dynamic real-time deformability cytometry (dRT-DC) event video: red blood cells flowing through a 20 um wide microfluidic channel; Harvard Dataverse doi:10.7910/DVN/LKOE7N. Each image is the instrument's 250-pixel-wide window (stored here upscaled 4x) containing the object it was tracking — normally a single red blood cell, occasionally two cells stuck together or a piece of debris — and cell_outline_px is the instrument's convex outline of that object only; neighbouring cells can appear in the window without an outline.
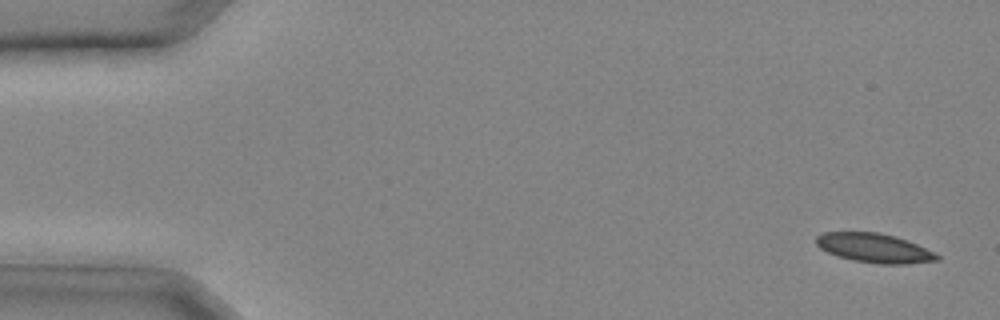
{"species": "common noctule bat (a hibernating species)", "species_latin": "Nyctalus noctula", "temperature_condition": "cold", "stored_images_in_passage": 31, "camera_frame_rate_fps": 3000, "um_per_image_px": 0.085, "animal": {"sex": "male", "body_mass_g": 20.4}, "frame": {"image": 1, "passage_image": 2, "time_ms": 0.333, "image_size_px": [1000, 320], "cell_outline_px": [[940, 260], [904, 264], [880, 264], [856, 260], [840, 256], [828, 252], [820, 248], [816, 244], [816, 236], [824, 232], [880, 232], [896, 236], [908, 240], [940, 256]], "centroid_in_image_um": [74.32, 21.07], "position_along_channel_um": 10.7, "area_um2": 20.35}}
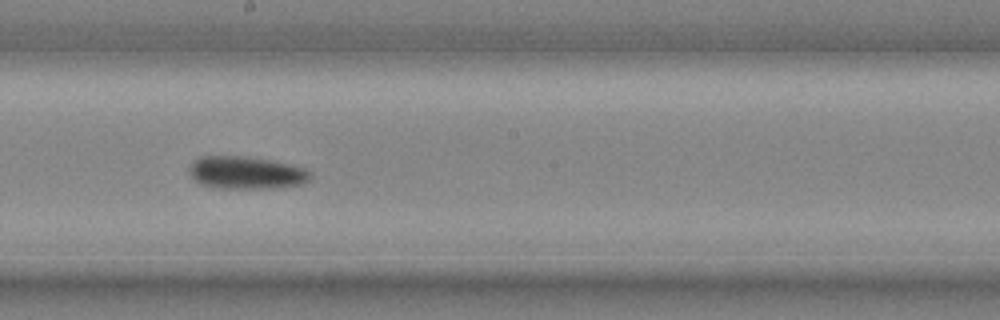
{"frame": {"image": 2, "passage_image": 19, "time_ms": 6.0, "image_size_px": [1000, 320], "cell_outline_px": [[312, 176], [308, 180], [300, 184], [276, 188], [216, 188], [200, 184], [188, 172], [188, 168], [192, 160], [200, 156], [240, 156], [268, 160], [288, 164], [304, 168], [312, 172]], "centroid_in_image_um": [20.88, 14.68], "position_along_channel_um": 227.3, "area_um2": 23.0}}
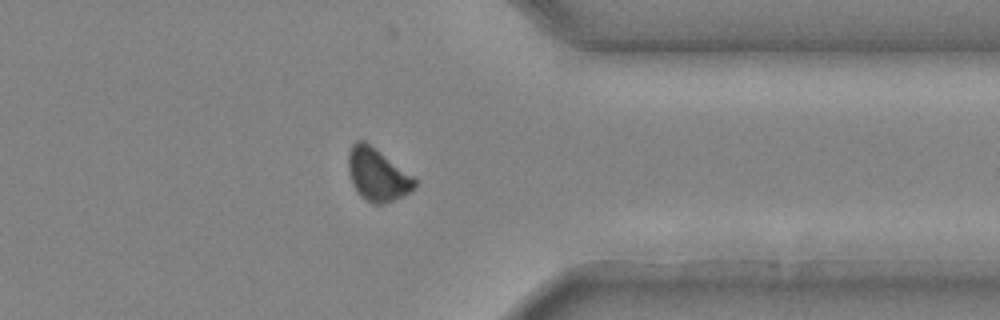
{"frame": {"image": 3, "passage_image": 27, "time_ms": 8.667, "image_size_px": [1000, 320], "cell_outline_px": [[416, 184], [408, 192], [384, 204], [372, 204], [360, 196], [352, 184], [348, 168], [348, 152], [352, 144], [356, 140], [364, 140], [412, 176], [416, 180]], "centroid_in_image_um": [32.02, 14.84], "position_along_channel_um": 379.4, "area_um2": 19.88}}